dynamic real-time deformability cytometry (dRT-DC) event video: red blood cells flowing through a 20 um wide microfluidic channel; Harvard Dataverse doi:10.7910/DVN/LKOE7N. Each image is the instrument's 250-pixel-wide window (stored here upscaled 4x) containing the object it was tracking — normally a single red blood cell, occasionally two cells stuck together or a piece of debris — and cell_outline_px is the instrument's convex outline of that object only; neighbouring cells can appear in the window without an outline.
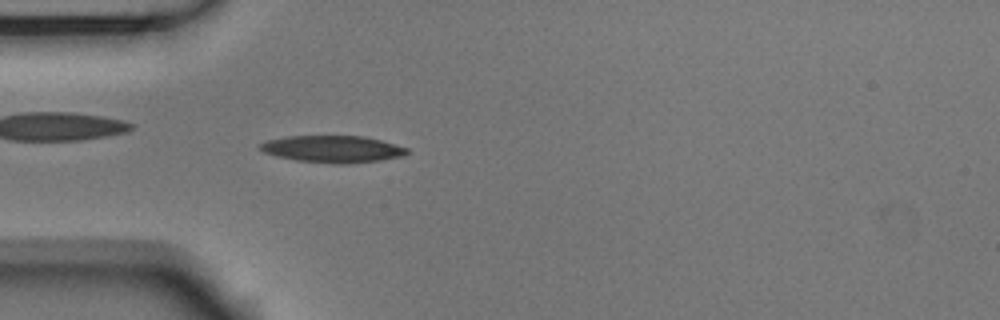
{"species": "Egyptian fruit bat (a non-hibernating species)", "species_latin": "Rousettus aegyptiacus", "temperature_condition": "room temperature", "stored_images_in_passage": 53, "camera_frame_rate_fps": 3000, "um_per_image_px": 0.085, "animal": {"sex": "male"}, "frame": {"image": 1, "passage_image": 15, "time_ms": 4.667, "image_size_px": [1000, 320], "cell_outline_px": [[408, 152], [404, 156], [380, 160], [348, 164], [332, 164], [296, 160], [276, 156], [264, 152], [260, 148], [260, 144], [268, 140], [288, 136], [364, 136], [380, 140], [408, 148]], "centroid_in_image_um": [28.29, 12.67], "position_along_channel_um": 56.7, "area_um2": 23.0}}
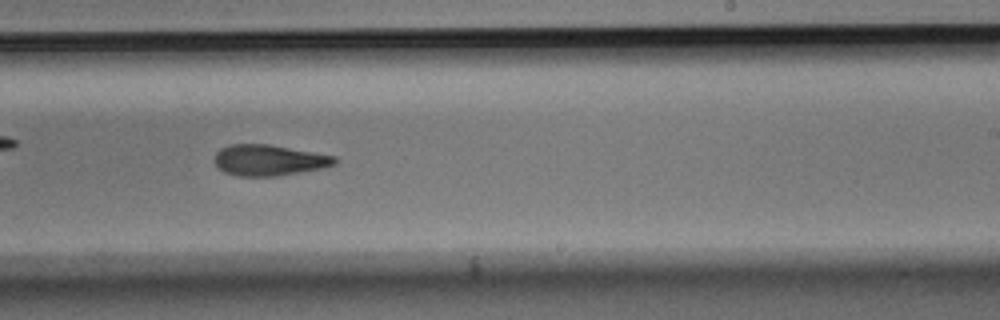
{"frame": {"image": 2, "passage_image": 32, "time_ms": 10.333, "image_size_px": [1000, 320], "cell_outline_px": [[340, 160], [336, 164], [324, 168], [276, 176], [236, 176], [224, 172], [212, 160], [216, 152], [220, 148], [228, 144], [268, 144], [336, 156]], "centroid_in_image_um": [22.86, 13.61], "position_along_channel_um": 266.1, "area_um2": 21.91}}
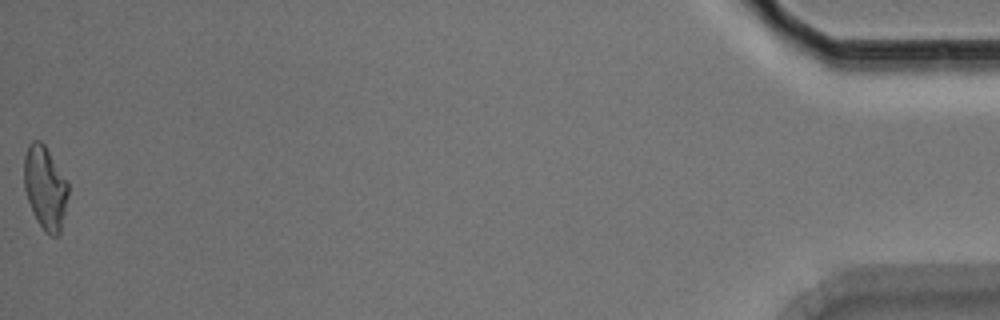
{"frame": {"image": 3, "passage_image": 53, "time_ms": 17.333, "image_size_px": [1000, 320], "cell_outline_px": [[68, 196], [60, 232], [56, 236], [48, 236], [44, 232], [36, 220], [32, 212], [24, 188], [24, 156], [28, 144], [32, 140], [40, 140], [44, 144], [68, 180]], "centroid_in_image_um": [3.83, 15.95], "position_along_channel_um": 431.4, "area_um2": 21.68}, "authors_computed_cell_mechanics": {"area_um2": 21.8484, "velocity_mm_per_s": 3.7641, "shape_relaxation_time_tau1_ms": 8.8106, "shape_relaxation_time_tau2_ms": 6.7089, "deformation_change_tau1": 0.2063, "deformation_change_tau2": 0.1667}}